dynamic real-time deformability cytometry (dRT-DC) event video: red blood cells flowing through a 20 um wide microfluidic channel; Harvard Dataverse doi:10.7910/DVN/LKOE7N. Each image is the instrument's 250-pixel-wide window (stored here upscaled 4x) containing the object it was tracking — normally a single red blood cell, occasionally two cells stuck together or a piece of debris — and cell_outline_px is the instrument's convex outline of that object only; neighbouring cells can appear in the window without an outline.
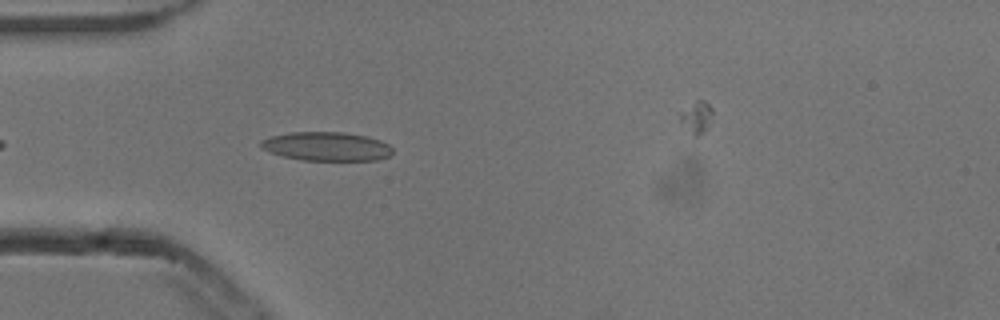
{"species": "common noctule bat (a hibernating species)", "species_latin": "Nyctalus noctula", "temperature_condition": "cold", "stored_images_in_passage": 18, "camera_frame_rate_fps": 3000, "um_per_image_px": 0.085, "animal": {"sex": "male", "body_mass_g": 13.3}, "frame": {"image": 1, "passage_image": 4, "time_ms": 1.0, "image_size_px": [1000, 320], "cell_outline_px": [[392, 152], [388, 156], [376, 160], [300, 160], [284, 156], [260, 148], [260, 140], [272, 136], [292, 132], [340, 132], [364, 136], [380, 140], [388, 144], [392, 148]], "centroid_in_image_um": [27.74, 12.44], "position_along_channel_um": 57.3, "area_um2": 21.91}}
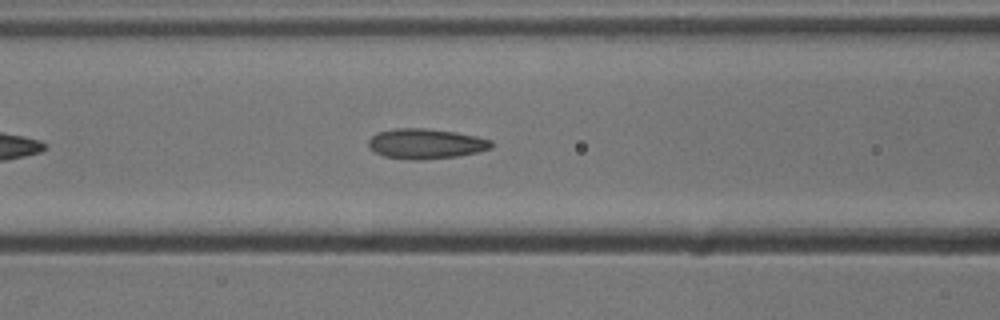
{"frame": {"image": 2, "passage_image": 10, "time_ms": 3.0, "image_size_px": [1000, 320], "cell_outline_px": [[492, 148], [476, 152], [456, 156], [420, 160], [412, 160], [384, 156], [368, 148], [368, 140], [376, 132], [392, 128], [424, 128], [456, 132], [476, 136], [492, 140]], "centroid_in_image_um": [36.16, 12.21], "position_along_channel_um": 130.4, "area_um2": 21.62}}
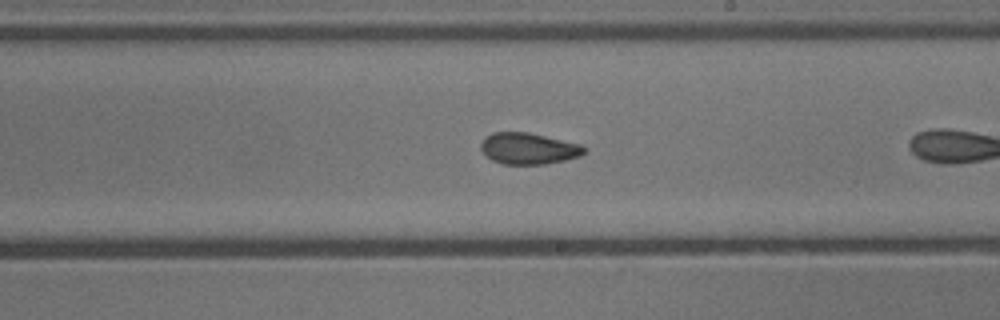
{"frame": {"image": 3, "passage_image": 16, "time_ms": 5.0, "image_size_px": [1000, 320], "cell_outline_px": [[588, 148], [580, 156], [564, 160], [544, 164], [504, 164], [492, 160], [480, 148], [480, 144], [484, 136], [492, 132], [528, 132], [580, 144]], "centroid_in_image_um": [44.91, 12.61], "position_along_channel_um": 244.1, "area_um2": 18.84}}